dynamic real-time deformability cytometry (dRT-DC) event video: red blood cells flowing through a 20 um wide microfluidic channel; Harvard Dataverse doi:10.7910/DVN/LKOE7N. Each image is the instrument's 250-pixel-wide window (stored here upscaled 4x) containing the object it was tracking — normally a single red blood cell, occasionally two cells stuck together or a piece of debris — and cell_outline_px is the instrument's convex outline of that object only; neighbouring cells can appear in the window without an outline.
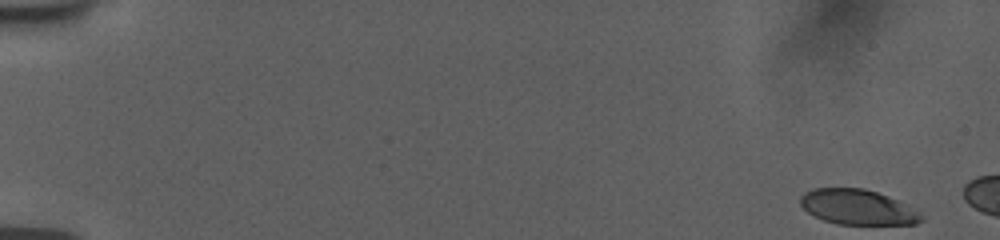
{"species": "human", "species_latin": "Homo sapiens", "temperature_condition": "room temperature", "stored_images_in_passage": 11, "camera_frame_rate_fps": 3000, "um_per_image_px": 0.085, "donor": {"sex": "female"}, "frame": {"image": 1, "passage_image": 1, "time_ms": 0.0, "image_size_px": [1000, 240], "cell_outline_px": [[924, 220], [916, 224], [836, 224], [824, 220], [808, 212], [800, 204], [800, 196], [804, 192], [812, 188], [864, 188], [876, 192], [916, 208], [920, 212]], "centroid_in_image_um": [72.91, 17.6], "position_along_channel_um": 12.1, "area_um2": 24.74}}